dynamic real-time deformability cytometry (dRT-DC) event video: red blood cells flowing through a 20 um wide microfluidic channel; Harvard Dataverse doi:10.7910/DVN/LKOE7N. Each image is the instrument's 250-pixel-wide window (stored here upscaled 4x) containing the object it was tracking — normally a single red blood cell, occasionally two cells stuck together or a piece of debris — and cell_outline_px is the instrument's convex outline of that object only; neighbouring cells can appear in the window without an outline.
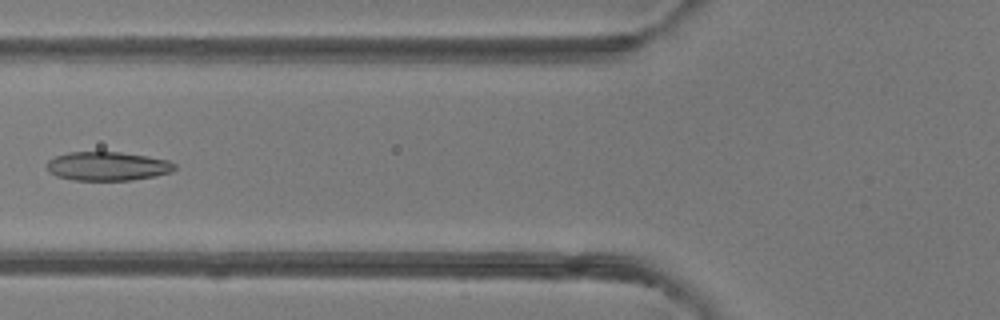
{"species": "common noctule bat (a hibernating species)", "species_latin": "Nyctalus noctula", "temperature_condition": "room temperature", "stored_images_in_passage": 5, "camera_frame_rate_fps": 3000, "um_per_image_px": 0.085, "animal": {"sex": "female"}, "frame": {"image": 1, "passage_image": 4, "time_ms": 3.667, "image_size_px": [1000, 320], "cell_outline_px": [[176, 168], [172, 172], [156, 176], [132, 180], [72, 180], [56, 176], [48, 172], [44, 164], [48, 160], [56, 156], [68, 152], [120, 152], [148, 156], [168, 160], [176, 164]], "centroid_in_image_um": [9.12, 14.13], "position_along_channel_um": 116.7, "area_um2": 21.79}}
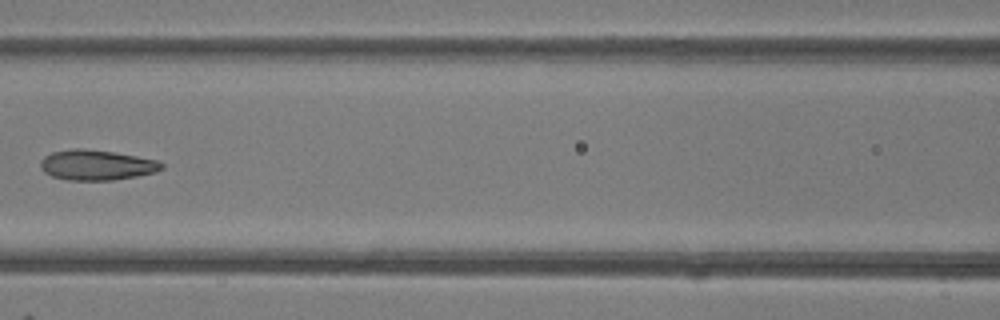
{"frame": {"image": 2, "passage_image": 5, "time_ms": 4.667, "image_size_px": [1000, 320], "cell_outline_px": [[164, 168], [156, 172], [136, 176], [112, 180], [68, 180], [52, 176], [44, 172], [40, 168], [40, 160], [44, 156], [52, 152], [72, 148], [80, 148], [112, 152], [136, 156], [156, 160], [164, 164]], "centroid_in_image_um": [8.18, 14.03], "position_along_channel_um": 158.4, "area_um2": 21.33}}